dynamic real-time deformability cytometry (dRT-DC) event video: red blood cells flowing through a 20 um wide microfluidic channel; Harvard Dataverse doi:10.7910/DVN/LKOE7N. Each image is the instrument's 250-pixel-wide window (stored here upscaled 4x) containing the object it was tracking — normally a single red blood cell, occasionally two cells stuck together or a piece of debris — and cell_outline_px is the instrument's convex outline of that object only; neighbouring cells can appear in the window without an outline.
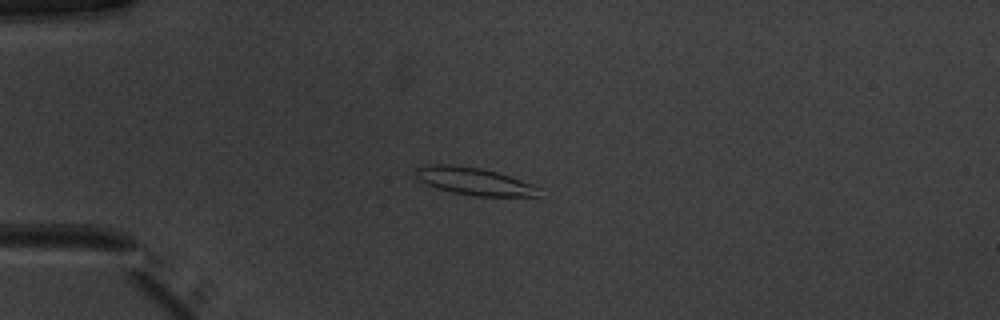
{"species": "common noctule bat (a hibernating species)", "species_latin": "Nyctalus noctula", "temperature_condition": "warm", "stored_images_in_passage": 39, "camera_frame_rate_fps": 3000, "um_per_image_px": 0.085, "animal": {"sex": "male", "body_mass_g": 20.1, "forearm_length_mm": 53.5}, "frame": {"image": 1, "passage_image": 1, "time_ms": 0.0, "image_size_px": [1000, 320], "cell_outline_px": [[540, 196], [476, 196], [452, 192], [436, 188], [420, 180], [416, 176], [412, 168], [424, 164], [452, 164], [480, 168], [496, 172], [532, 184], [540, 188]], "centroid_in_image_um": [40.24, 15.39], "position_along_channel_um": 44.8, "area_um2": 19.77}}
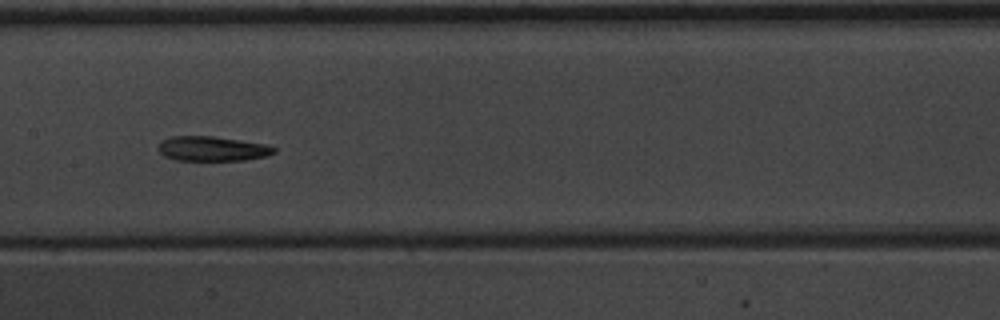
{"frame": {"image": 2, "passage_image": 14, "time_ms": 4.333, "image_size_px": [1000, 320], "cell_outline_px": [[276, 152], [268, 156], [244, 160], [176, 160], [164, 156], [156, 148], [160, 140], [172, 136], [212, 136], [240, 140], [264, 144], [276, 148]], "centroid_in_image_um": [18.01, 12.64], "position_along_channel_um": 189.4, "area_um2": 16.76}}
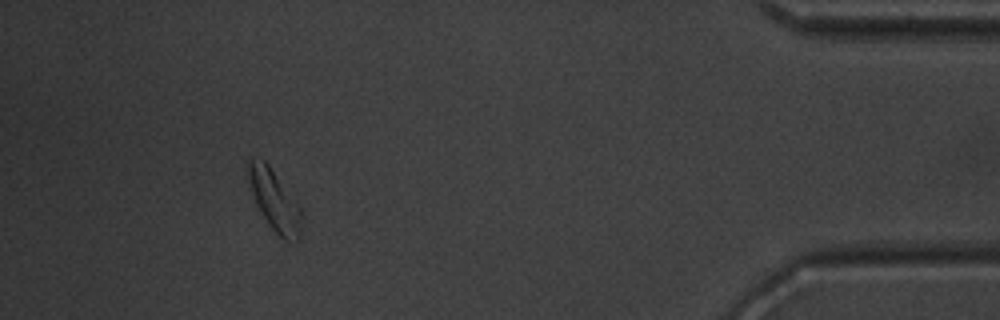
{"frame": {"image": 3, "passage_image": 35, "time_ms": 11.333, "image_size_px": [1000, 320], "cell_outline_px": [[300, 240], [288, 244], [268, 224], [256, 204], [244, 172], [244, 168], [248, 160], [252, 156], [264, 160], [268, 164], [300, 208]], "centroid_in_image_um": [23.25, 17.0], "position_along_channel_um": 411.9, "area_um2": 18.96}, "authors_computed_cell_mechanics": {"area_um2": 17.3978, "velocity_mm_per_s": 3.9448, "shape_relaxation_time_tau1_ms": 3.4996, "shape_relaxation_time_tau2_ms": 4.8488, "deformation_change_tau1": 0.139, "deformation_change_tau2": 0.1375}}